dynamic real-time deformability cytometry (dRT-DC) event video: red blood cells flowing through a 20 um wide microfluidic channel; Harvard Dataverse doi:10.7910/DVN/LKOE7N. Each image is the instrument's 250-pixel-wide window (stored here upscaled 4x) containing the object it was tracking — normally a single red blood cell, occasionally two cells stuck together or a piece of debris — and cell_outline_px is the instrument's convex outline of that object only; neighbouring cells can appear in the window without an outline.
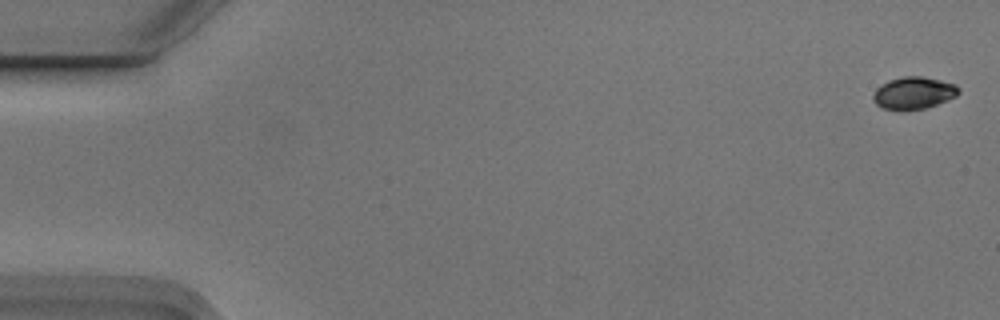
{"species": "Egyptian fruit bat (a non-hibernating species)", "species_latin": "Rousettus aegyptiacus", "temperature_condition": "cold", "stored_images_in_passage": 8, "camera_frame_rate_fps": 3000, "um_per_image_px": 0.085, "animal": {"sex": "male"}, "frame": {"image": 1, "passage_image": 1, "time_ms": 0.0, "image_size_px": [1000, 320], "cell_outline_px": [[960, 92], [956, 96], [948, 100], [924, 108], [884, 108], [876, 104], [872, 100], [872, 96], [876, 88], [888, 80], [904, 76], [924, 76], [956, 84], [960, 88]], "centroid_in_image_um": [77.68, 7.86], "position_along_channel_um": 7.3, "area_um2": 15.78}}
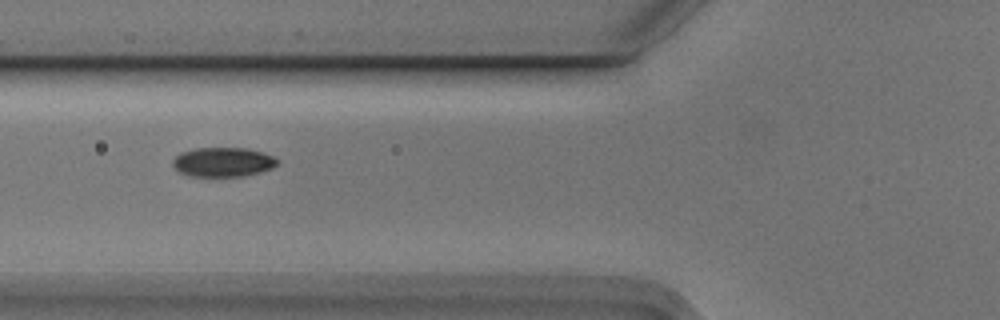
{"frame": {"image": 2, "passage_image": 6, "time_ms": 1.667, "image_size_px": [1000, 320], "cell_outline_px": [[280, 164], [272, 168], [260, 172], [244, 176], [192, 176], [180, 172], [172, 164], [172, 160], [180, 152], [196, 148], [248, 148], [264, 152], [280, 160]], "centroid_in_image_um": [19.0, 13.76], "position_along_channel_um": 106.8, "area_um2": 18.03}}
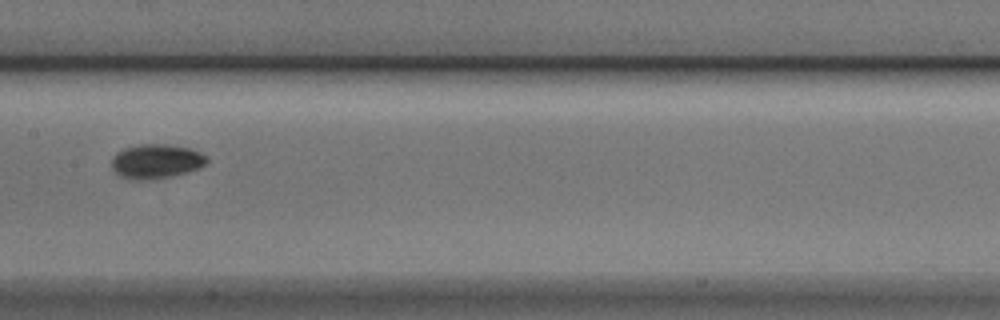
{"frame": {"image": 3, "passage_image": 8, "time_ms": 2.333, "image_size_px": [1000, 320], "cell_outline_px": [[208, 160], [204, 164], [188, 172], [148, 180], [128, 180], [120, 176], [112, 168], [112, 156], [116, 152], [124, 148], [140, 144], [168, 144], [192, 148], [208, 156]], "centroid_in_image_um": [13.25, 13.7], "position_along_channel_um": 194.2, "area_um2": 19.19}}